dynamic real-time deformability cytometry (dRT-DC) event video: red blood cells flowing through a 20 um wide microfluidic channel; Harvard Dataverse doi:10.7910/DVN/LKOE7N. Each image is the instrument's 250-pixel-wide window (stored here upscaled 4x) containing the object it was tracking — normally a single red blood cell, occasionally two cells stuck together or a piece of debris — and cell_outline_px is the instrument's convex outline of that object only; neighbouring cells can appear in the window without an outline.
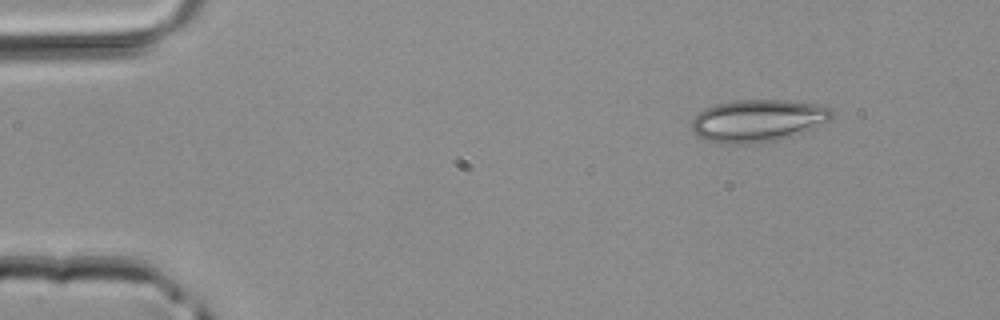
{"species": "common noctule bat (a hibernating species)", "species_latin": "Nyctalus noctula", "temperature_condition": "room temperature", "stored_images_in_passage": 40, "camera_frame_rate_fps": 3000, "um_per_image_px": 0.085, "animal": {"sex": "male", "body_mass_g": 20.4}, "frame": {"image": 1, "passage_image": 1, "time_ms": 0.0, "image_size_px": [1000, 320], "cell_outline_px": [[836, 112], [832, 120], [812, 132], [776, 140], [756, 144], [720, 144], [708, 140], [692, 132], [692, 120], [704, 108], [716, 104], [736, 100], [784, 100], [816, 104], [832, 108]], "centroid_in_image_um": [64.53, 10.27], "position_along_channel_um": 20.5, "area_um2": 35.43}}
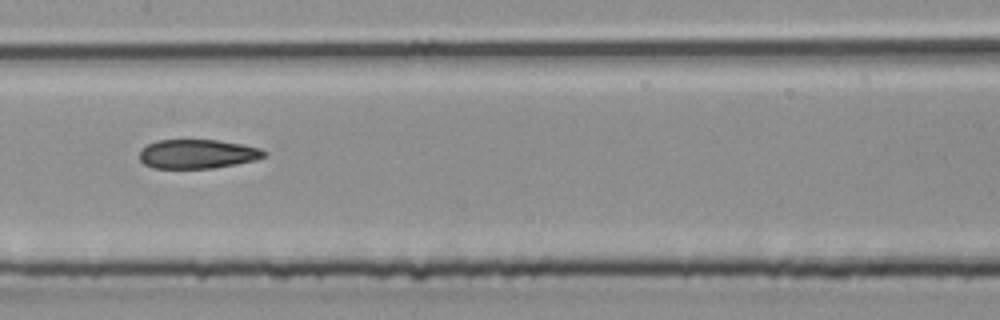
{"frame": {"image": 2, "passage_image": 18, "time_ms": 5.667, "image_size_px": [1000, 320], "cell_outline_px": [[268, 152], [264, 156], [256, 160], [236, 164], [212, 168], [152, 168], [144, 164], [140, 160], [140, 148], [156, 140], [216, 140], [244, 144], [260, 148]], "centroid_in_image_um": [16.78, 13.08], "position_along_channel_um": 190.6, "area_um2": 21.27}}
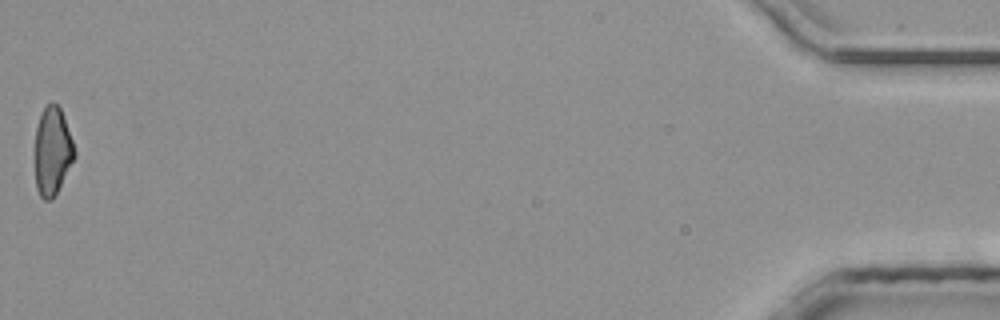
{"frame": {"image": 3, "passage_image": 40, "time_ms": 13.0, "image_size_px": [1000, 320], "cell_outline_px": [[76, 156], [52, 200], [44, 200], [40, 196], [36, 188], [32, 156], [32, 152], [36, 128], [40, 116], [44, 108], [52, 100], [60, 108], [72, 140], [76, 152]], "centroid_in_image_um": [4.39, 12.88], "position_along_channel_um": 430.8, "area_um2": 20.87}}